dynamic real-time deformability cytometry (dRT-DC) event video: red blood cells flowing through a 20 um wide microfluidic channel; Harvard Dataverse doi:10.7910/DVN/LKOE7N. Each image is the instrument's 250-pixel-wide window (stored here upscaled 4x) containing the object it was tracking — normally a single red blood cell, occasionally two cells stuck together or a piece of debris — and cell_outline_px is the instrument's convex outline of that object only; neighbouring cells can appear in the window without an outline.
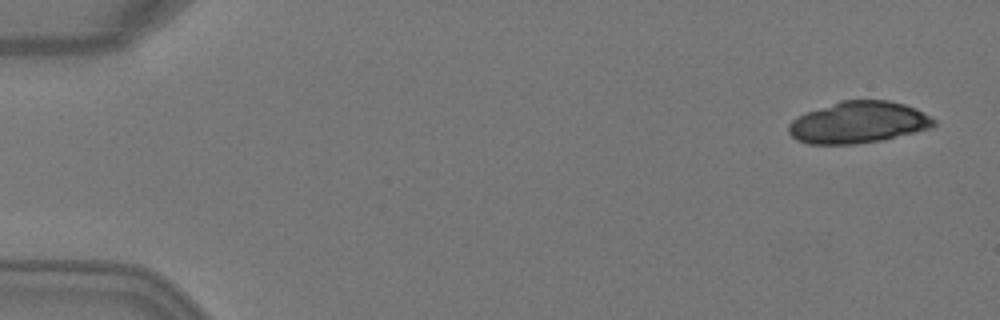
{"species": "Egyptian fruit bat (a non-hibernating species)", "species_latin": "Rousettus aegyptiacus", "temperature_condition": "warm", "stored_images_in_passage": 6, "segment_of_instrument_passage": [2, 2], "camera_frame_rate_fps": 3000, "um_per_image_px": 0.085, "animal": {"sex": "female"}, "frame": {"image": 1, "passage_image": 6, "time_ms": 1.667, "image_size_px": [1000, 320], "cell_outline_px": [[936, 124], [932, 128], [880, 140], [856, 144], [808, 144], [796, 140], [788, 132], [788, 124], [792, 120], [808, 112], [840, 100], [888, 100], [904, 104], [916, 108], [932, 116], [936, 120]], "centroid_in_image_um": [72.98, 10.4], "position_along_channel_um": 12.0, "area_um2": 35.26}}